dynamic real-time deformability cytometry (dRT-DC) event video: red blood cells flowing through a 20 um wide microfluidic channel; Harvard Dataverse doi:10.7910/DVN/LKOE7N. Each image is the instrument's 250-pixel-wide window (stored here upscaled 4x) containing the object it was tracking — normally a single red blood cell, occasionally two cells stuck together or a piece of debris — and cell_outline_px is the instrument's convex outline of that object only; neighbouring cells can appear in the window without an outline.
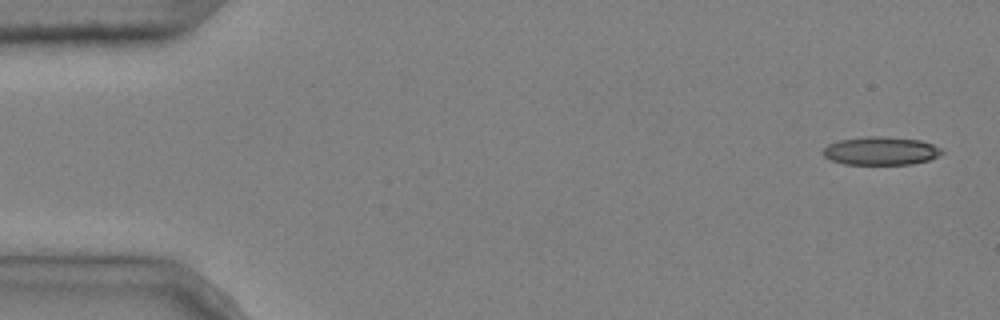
{"species": "common noctule bat (a hibernating species)", "species_latin": "Nyctalus noctula", "temperature_condition": "cold", "stored_images_in_passage": 4, "camera_frame_rate_fps": 3000, "um_per_image_px": 0.085, "animal": {"sex": "male", "body_mass_g": 20.4}, "frame": {"image": 1, "passage_image": 1, "time_ms": 0.0, "image_size_px": [1000, 320], "cell_outline_px": [[944, 152], [940, 156], [928, 160], [912, 164], [844, 164], [832, 160], [824, 156], [824, 148], [828, 144], [840, 140], [868, 136], [880, 136], [920, 140], [932, 144], [940, 148]], "centroid_in_image_um": [74.89, 12.83], "position_along_channel_um": 10.1, "area_um2": 19.42}}
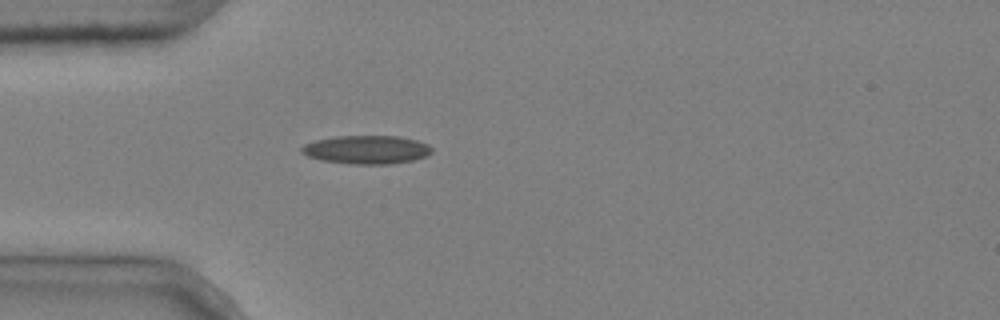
{"frame": {"image": 2, "passage_image": 4, "time_ms": 1.0, "image_size_px": [1000, 320], "cell_outline_px": [[432, 152], [424, 156], [412, 160], [388, 164], [348, 164], [320, 160], [308, 156], [300, 152], [300, 148], [304, 144], [316, 140], [336, 136], [400, 136], [416, 140], [428, 144], [432, 148]], "centroid_in_image_um": [31.13, 12.72], "position_along_channel_um": 53.9, "area_um2": 21.62}}